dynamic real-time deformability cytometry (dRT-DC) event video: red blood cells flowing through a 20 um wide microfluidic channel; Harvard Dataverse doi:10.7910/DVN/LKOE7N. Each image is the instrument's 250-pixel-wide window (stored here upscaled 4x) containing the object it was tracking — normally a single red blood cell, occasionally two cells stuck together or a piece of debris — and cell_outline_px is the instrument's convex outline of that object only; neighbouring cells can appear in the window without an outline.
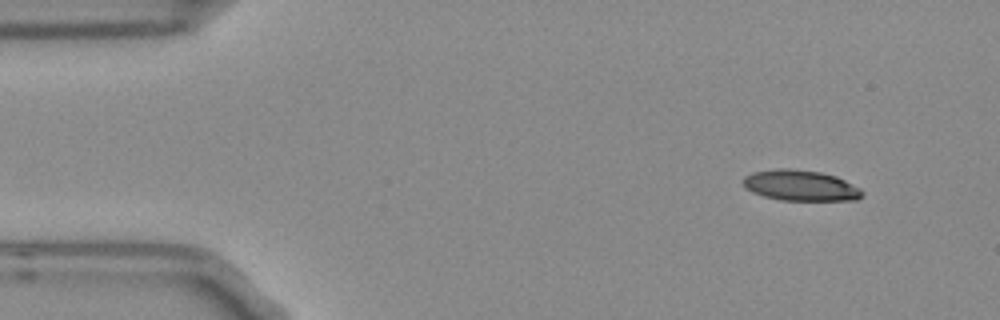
{"species": "Egyptian fruit bat (a non-hibernating species)", "species_latin": "Rousettus aegyptiacus", "temperature_condition": "room temperature", "stored_images_in_passage": 6, "segment_of_instrument_passage": [2, 2], "camera_frame_rate_fps": 3000, "um_per_image_px": 0.085, "frame": {"image": 1, "passage_image": 6, "time_ms": 1.667, "image_size_px": [1000, 320], "cell_outline_px": [[864, 196], [856, 200], [780, 200], [764, 196], [752, 192], [744, 188], [744, 176], [752, 172], [776, 168], [788, 168], [820, 172], [836, 176], [860, 188], [864, 192]], "centroid_in_image_um": [68.04, 15.76], "position_along_channel_um": 17.0, "area_um2": 21.39}}